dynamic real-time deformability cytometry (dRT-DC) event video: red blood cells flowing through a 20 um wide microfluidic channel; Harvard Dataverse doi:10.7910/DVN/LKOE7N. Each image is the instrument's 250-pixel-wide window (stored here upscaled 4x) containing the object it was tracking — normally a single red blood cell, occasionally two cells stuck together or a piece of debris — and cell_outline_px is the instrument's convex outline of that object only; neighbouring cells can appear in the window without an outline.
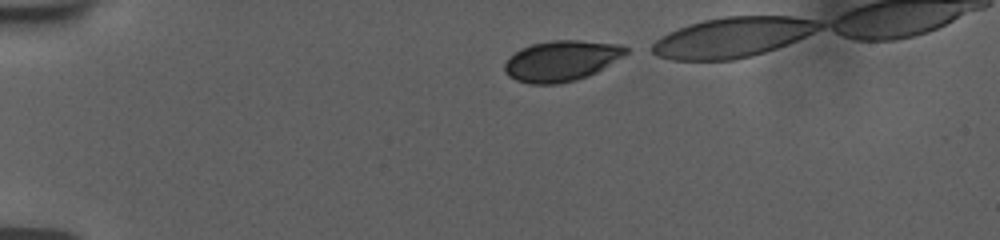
{"species": "human", "species_latin": "Homo sapiens", "temperature_condition": "room temperature", "stored_images_in_passage": 38, "camera_frame_rate_fps": 3000, "um_per_image_px": 0.085, "donor": {"sex": "female"}, "frame": {"image": 1, "passage_image": 1, "time_ms": 0.0, "image_size_px": [1000, 240], "cell_outline_px": [[628, 52], [624, 56], [596, 72], [588, 76], [576, 80], [556, 84], [528, 84], [516, 80], [508, 76], [504, 72], [504, 64], [520, 48], [532, 44], [552, 40], [580, 40], [620, 44], [628, 48]], "centroid_in_image_um": [47.72, 5.17], "position_along_channel_um": 37.3, "area_um2": 28.73}}
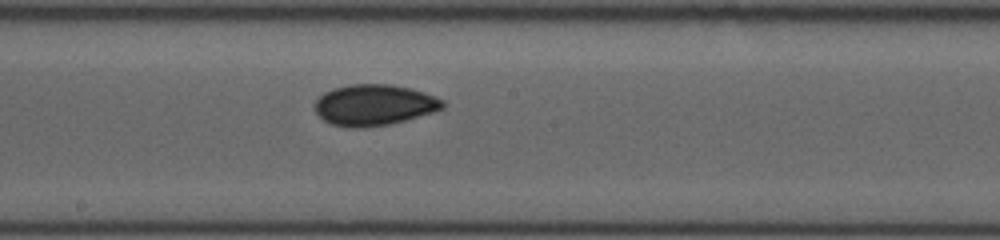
{"frame": {"image": 2, "passage_image": 20, "time_ms": 6.333, "image_size_px": [1000, 240], "cell_outline_px": [[444, 108], [432, 112], [404, 120], [388, 124], [364, 128], [344, 128], [332, 124], [324, 120], [316, 112], [316, 100], [324, 92], [332, 88], [348, 84], [388, 84], [412, 88], [436, 96], [444, 100]], "centroid_in_image_um": [31.8, 8.92], "position_along_channel_um": 216.4, "area_um2": 30.63}}
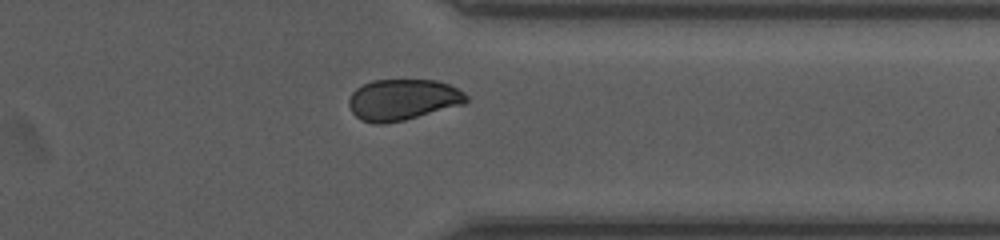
{"frame": {"image": 3, "passage_image": 33, "time_ms": 10.667, "image_size_px": [1000, 240], "cell_outline_px": [[468, 100], [464, 104], [404, 120], [384, 124], [376, 124], [360, 120], [352, 112], [348, 104], [348, 100], [352, 92], [356, 88], [372, 80], [436, 80], [448, 84], [464, 92], [468, 96]], "centroid_in_image_um": [34.22, 8.47], "position_along_channel_um": 377.2, "area_um2": 28.15}}